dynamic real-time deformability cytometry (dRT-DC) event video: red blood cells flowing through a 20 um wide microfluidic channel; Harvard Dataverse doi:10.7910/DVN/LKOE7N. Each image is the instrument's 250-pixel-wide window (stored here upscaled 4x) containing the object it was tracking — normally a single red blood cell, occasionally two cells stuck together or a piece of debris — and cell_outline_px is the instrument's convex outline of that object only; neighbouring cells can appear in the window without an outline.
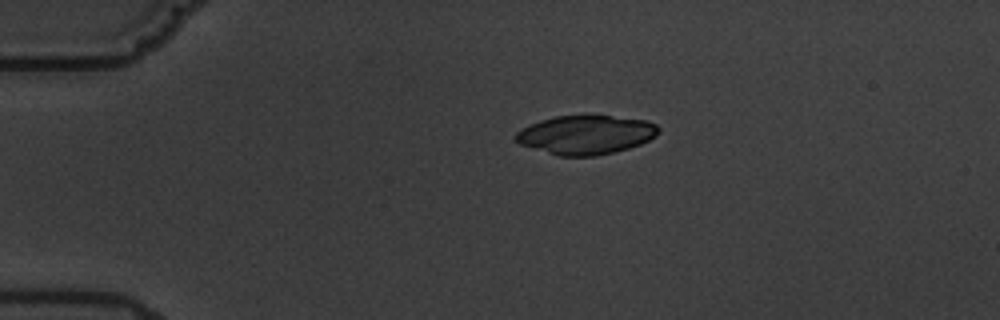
{"species": "common noctule bat (a hibernating species)", "species_latin": "Nyctalus noctula", "temperature_condition": "warm", "stored_images_in_passage": 8, "camera_frame_rate_fps": 3000, "um_per_image_px": 0.085, "animal": {"sex": "male", "body_mass_g": 19.5, "forearm_length_mm": 54.6}, "frame": {"image": 1, "passage_image": 1, "time_ms": 0.0, "image_size_px": [1000, 320], "cell_outline_px": [[660, 128], [656, 136], [640, 144], [628, 148], [596, 156], [560, 156], [520, 144], [512, 140], [516, 132], [520, 128], [540, 120], [556, 116], [612, 116], [648, 120], [656, 124]], "centroid_in_image_um": [49.77, 11.45], "position_along_channel_um": 35.2, "area_um2": 32.37}}